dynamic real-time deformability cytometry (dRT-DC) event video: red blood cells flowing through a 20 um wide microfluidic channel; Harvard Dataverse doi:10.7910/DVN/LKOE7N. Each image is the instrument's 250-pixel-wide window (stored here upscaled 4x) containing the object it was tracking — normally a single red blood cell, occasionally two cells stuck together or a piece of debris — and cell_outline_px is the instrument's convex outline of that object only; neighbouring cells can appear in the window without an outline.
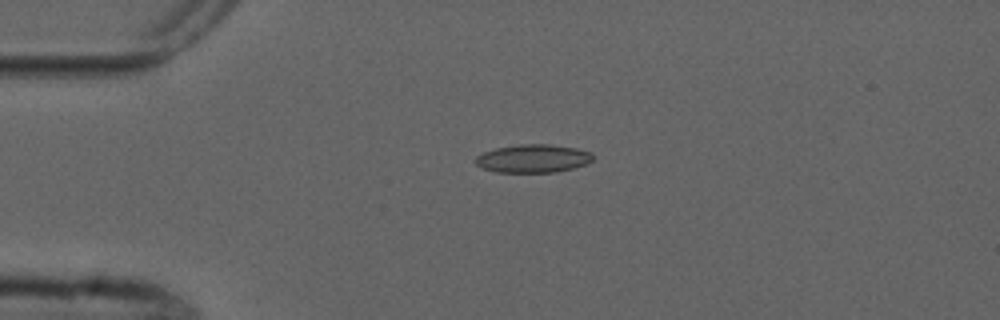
{"species": "common noctule bat (a hibernating species)", "species_latin": "Nyctalus noctula", "temperature_condition": "cold", "stored_images_in_passage": 4, "camera_frame_rate_fps": 3000, "um_per_image_px": 0.085, "animal": {"sex": "male", "forearm_length_mm": 52.5}, "frame": {"image": 1, "passage_image": 3, "time_ms": 3.0, "image_size_px": [1000, 320], "cell_outline_px": [[592, 160], [584, 164], [572, 168], [556, 172], [496, 172], [480, 168], [476, 164], [476, 156], [484, 152], [496, 148], [520, 144], [548, 144], [576, 148], [592, 152]], "centroid_in_image_um": [45.28, 13.47], "position_along_channel_um": 39.7, "area_um2": 19.19}}